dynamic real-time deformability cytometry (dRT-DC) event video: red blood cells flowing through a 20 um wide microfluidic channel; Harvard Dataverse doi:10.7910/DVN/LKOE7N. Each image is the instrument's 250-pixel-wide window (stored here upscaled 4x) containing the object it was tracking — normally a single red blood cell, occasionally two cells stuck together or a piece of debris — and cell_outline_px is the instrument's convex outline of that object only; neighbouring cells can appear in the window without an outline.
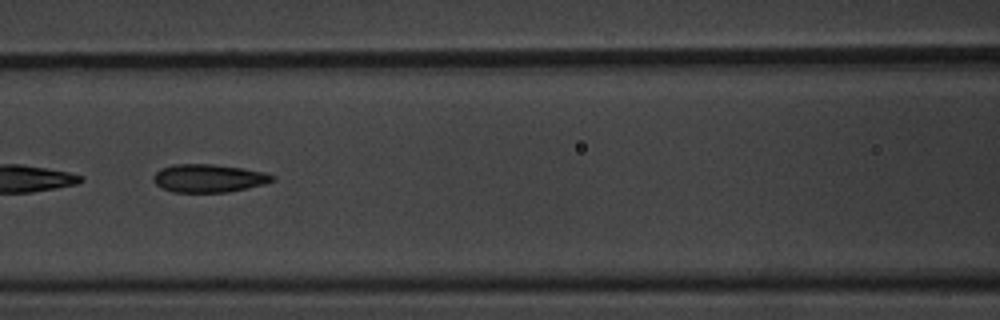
{"species": "common noctule bat (a hibernating species)", "species_latin": "Nyctalus noctula", "temperature_condition": "warm", "stored_images_in_passage": 10, "camera_frame_rate_fps": 3000, "um_per_image_px": 0.085, "animal": {"sex": "male", "body_mass_g": 20.1, "forearm_length_mm": 53.5}, "frame": {"image": 1, "passage_image": 6, "time_ms": 1.667, "image_size_px": [1000, 320], "cell_outline_px": [[276, 180], [264, 184], [228, 192], [172, 192], [160, 188], [152, 180], [152, 176], [160, 168], [172, 164], [216, 164], [264, 172], [276, 176]], "centroid_in_image_um": [17.7, 15.15], "position_along_channel_um": 148.9, "area_um2": 19.65}}